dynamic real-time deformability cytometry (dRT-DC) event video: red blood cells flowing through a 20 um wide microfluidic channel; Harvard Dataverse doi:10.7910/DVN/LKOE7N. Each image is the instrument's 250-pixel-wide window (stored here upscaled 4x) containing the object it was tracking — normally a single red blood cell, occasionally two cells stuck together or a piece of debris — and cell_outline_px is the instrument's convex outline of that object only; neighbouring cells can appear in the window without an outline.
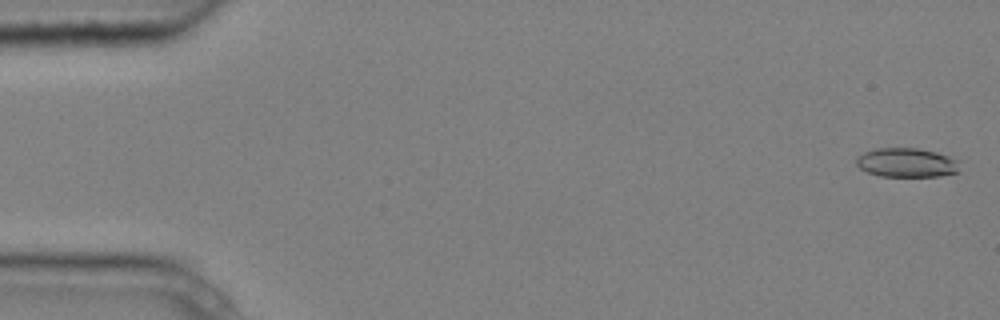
{"species": "common noctule bat (a hibernating species)", "species_latin": "Nyctalus noctula", "temperature_condition": "cold", "stored_images_in_passage": 4, "camera_frame_rate_fps": 3000, "um_per_image_px": 0.085, "animal": {"sex": "male", "body_mass_g": 20.4}, "frame": {"image": 1, "passage_image": 1, "time_ms": 0.0, "image_size_px": [1000, 320], "cell_outline_px": [[960, 172], [940, 176], [880, 176], [868, 172], [860, 168], [856, 164], [856, 156], [872, 148], [916, 148], [936, 152], [948, 156], [956, 160]], "centroid_in_image_um": [77.03, 13.82], "position_along_channel_um": 8.0, "area_um2": 17.57}}